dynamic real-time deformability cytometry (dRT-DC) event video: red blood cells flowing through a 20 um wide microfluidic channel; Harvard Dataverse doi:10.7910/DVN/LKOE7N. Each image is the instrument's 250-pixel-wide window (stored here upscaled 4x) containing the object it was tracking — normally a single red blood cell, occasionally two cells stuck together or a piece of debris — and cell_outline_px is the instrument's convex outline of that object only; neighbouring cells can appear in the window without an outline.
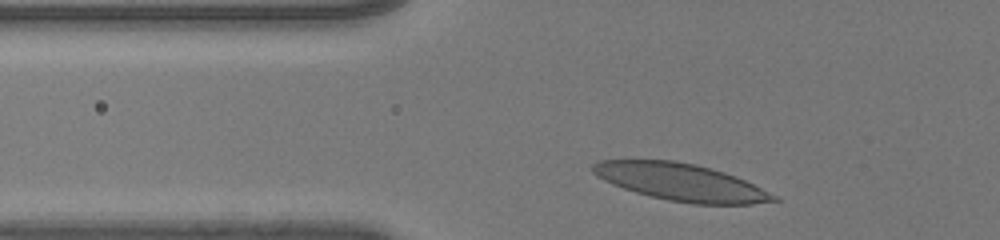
{"species": "human", "species_latin": "Homo sapiens", "temperature_condition": "room temperature", "stored_images_in_passage": 31, "camera_frame_rate_fps": 3000, "um_per_image_px": 0.085, "donor": {"sex": "male"}, "frame": {"image": 1, "passage_image": 3, "time_ms": 0.667, "image_size_px": [1000, 240], "cell_outline_px": [[780, 200], [752, 204], [692, 204], [668, 200], [636, 192], [612, 184], [596, 176], [592, 172], [592, 164], [600, 160], [672, 160], [696, 164], [724, 172], [736, 176], [780, 196]], "centroid_in_image_um": [57.91, 15.48], "position_along_channel_um": 67.9, "area_um2": 39.19}}
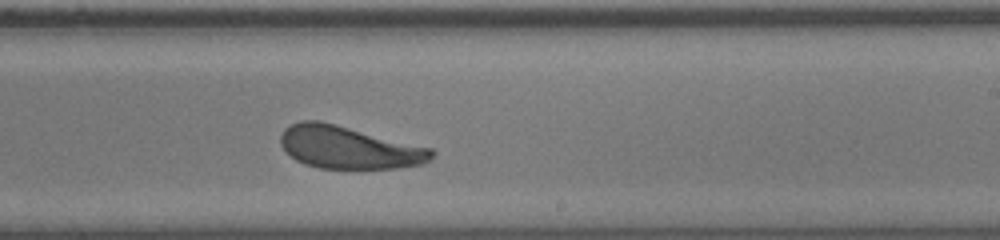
{"frame": {"image": 2, "passage_image": 19, "time_ms": 6.0, "image_size_px": [1000, 240], "cell_outline_px": [[436, 152], [432, 160], [424, 164], [400, 168], [320, 168], [304, 164], [296, 160], [280, 144], [280, 136], [284, 128], [300, 120], [320, 120], [432, 148]], "centroid_in_image_um": [29.68, 12.53], "position_along_channel_um": 259.3, "area_um2": 37.63}}
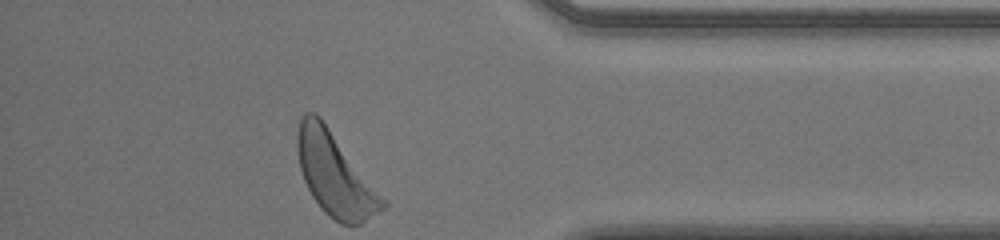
{"frame": {"image": 3, "passage_image": 31, "time_ms": 10.0, "image_size_px": [1000, 240], "cell_outline_px": [[388, 204], [380, 212], [360, 224], [340, 224], [328, 216], [324, 212], [312, 196], [304, 180], [300, 168], [296, 148], [296, 132], [300, 120], [308, 112], [316, 112], [320, 116], [388, 200]], "centroid_in_image_um": [28.5, 14.83], "position_along_channel_um": 406.7, "area_um2": 41.56}, "authors_computed_cell_mechanics": {"area_um2": 38.148, "velocity_mm_per_s": 3.9849, "shape_relaxation_time_tau1_ms": 2.3949, "shape_relaxation_time_tau2_ms": 2.0841, "deformation_change_tau1": 0.1297, "deformation_change_tau2": 0.1085}}